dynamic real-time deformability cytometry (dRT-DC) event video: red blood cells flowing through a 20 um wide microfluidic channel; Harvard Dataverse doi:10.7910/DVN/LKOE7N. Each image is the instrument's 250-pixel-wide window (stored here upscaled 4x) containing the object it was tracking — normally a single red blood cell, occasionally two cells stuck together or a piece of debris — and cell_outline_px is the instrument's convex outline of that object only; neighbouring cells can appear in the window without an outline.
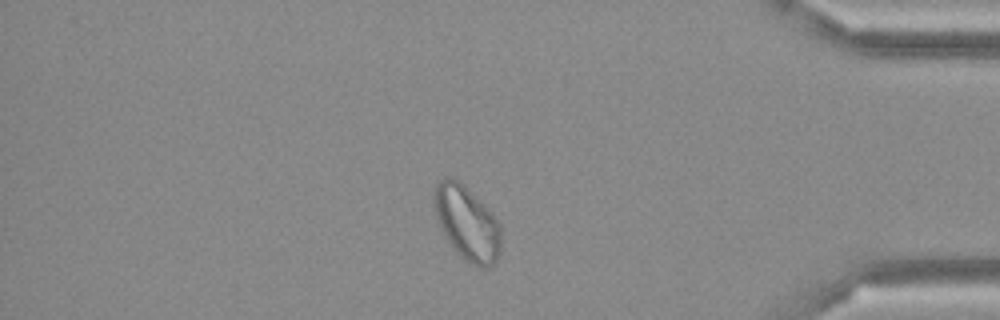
{"species": "Egyptian fruit bat (a non-hibernating species)", "species_latin": "Rousettus aegyptiacus", "temperature_condition": "cold", "stored_images_in_passage": 48, "camera_frame_rate_fps": 3000, "um_per_image_px": 0.085, "frame": {"image": 1, "passage_image": 41, "time_ms": 13.333, "image_size_px": [1000, 320], "cell_outline_px": [[500, 248], [496, 260], [488, 268], [480, 268], [464, 260], [452, 248], [444, 236], [436, 220], [432, 196], [432, 192], [436, 184], [444, 176], [452, 176], [464, 184], [484, 204], [500, 224]], "centroid_in_image_um": [39.64, 18.93], "position_along_channel_um": 395.6, "area_um2": 29.42}}